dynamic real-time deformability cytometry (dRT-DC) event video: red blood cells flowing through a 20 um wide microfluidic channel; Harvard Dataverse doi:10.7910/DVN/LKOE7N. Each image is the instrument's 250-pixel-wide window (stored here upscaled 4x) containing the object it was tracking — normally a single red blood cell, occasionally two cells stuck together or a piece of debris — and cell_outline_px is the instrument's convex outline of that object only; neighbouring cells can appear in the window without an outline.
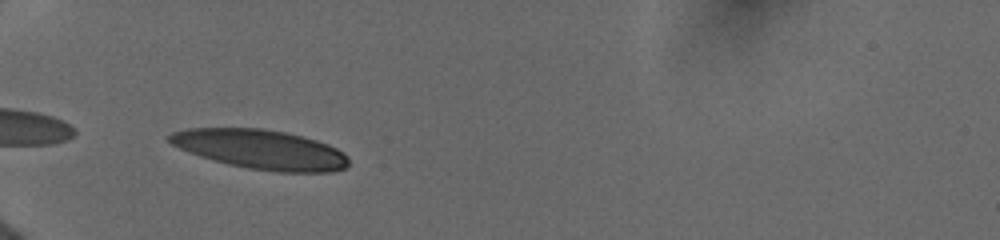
{"species": "human", "species_latin": "Homo sapiens", "temperature_condition": "cold", "stored_images_in_passage": 11, "camera_frame_rate_fps": 3000, "um_per_image_px": 0.085, "donor": {"sex": "female"}, "frame": {"image": 1, "passage_image": 1, "time_ms": 0.0, "image_size_px": [1000, 240], "cell_outline_px": [[348, 168], [332, 172], [280, 172], [248, 168], [228, 164], [200, 156], [180, 148], [172, 144], [168, 140], [168, 136], [172, 132], [188, 128], [260, 128], [284, 132], [316, 140], [328, 144], [344, 152], [348, 156]], "centroid_in_image_um": [22.19, 12.7], "position_along_channel_um": 62.8, "area_um2": 41.1}}
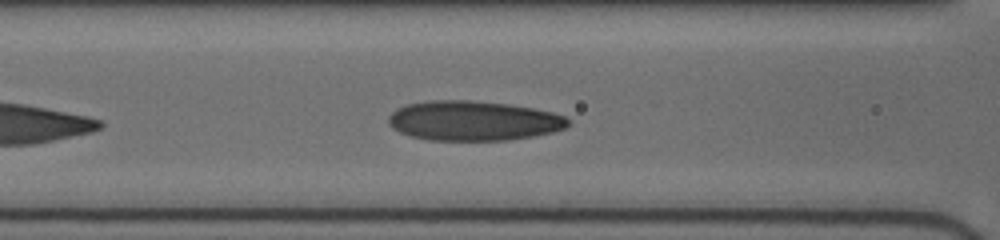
{"frame": {"image": 2, "passage_image": 6, "time_ms": 2.0, "image_size_px": [1000, 240], "cell_outline_px": [[568, 124], [564, 128], [552, 132], [532, 136], [508, 140], [428, 140], [412, 136], [400, 132], [392, 128], [388, 124], [388, 116], [396, 108], [408, 104], [432, 100], [468, 100], [508, 104], [532, 108], [552, 112], [564, 116], [568, 120]], "centroid_in_image_um": [40.19, 10.26], "position_along_channel_um": 126.4, "area_um2": 41.44}}
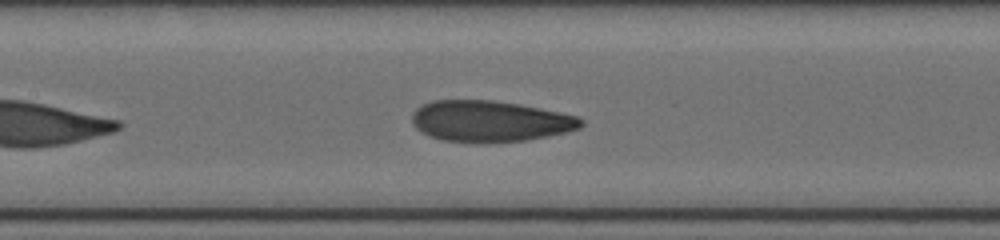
{"frame": {"image": 3, "passage_image": 9, "time_ms": 3.0, "image_size_px": [1000, 240], "cell_outline_px": [[584, 124], [580, 128], [568, 132], [528, 140], [492, 144], [480, 144], [440, 140], [428, 136], [420, 132], [412, 124], [412, 112], [416, 108], [432, 100], [492, 100], [540, 108], [560, 112], [576, 116], [584, 120]], "centroid_in_image_um": [41.63, 10.33], "position_along_channel_um": 165.8, "area_um2": 41.27}}